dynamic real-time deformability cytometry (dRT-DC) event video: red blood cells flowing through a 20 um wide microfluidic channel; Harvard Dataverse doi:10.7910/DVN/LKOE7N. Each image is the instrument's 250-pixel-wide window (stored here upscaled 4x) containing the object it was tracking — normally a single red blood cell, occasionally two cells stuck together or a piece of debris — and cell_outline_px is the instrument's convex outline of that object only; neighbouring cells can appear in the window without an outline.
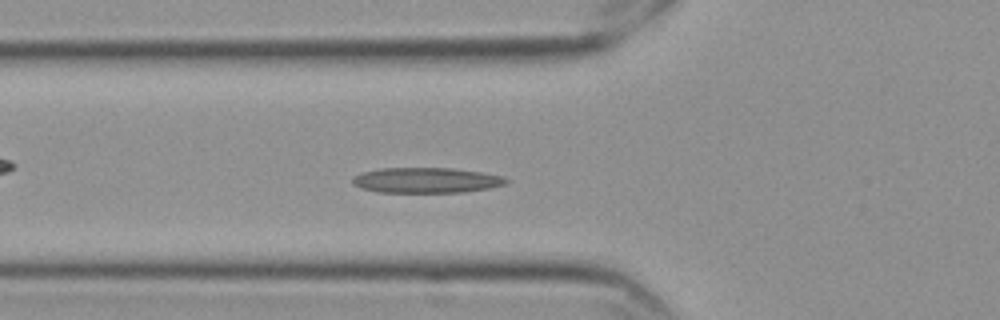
{"species": "Egyptian fruit bat (a non-hibernating species)", "species_latin": "Rousettus aegyptiacus", "temperature_condition": "cold", "stored_images_in_passage": 57, "camera_frame_rate_fps": 3000, "um_per_image_px": 0.085, "frame": {"image": 1, "passage_image": 20, "time_ms": 6.333, "image_size_px": [1000, 320], "cell_outline_px": [[508, 180], [504, 184], [488, 188], [464, 192], [376, 192], [360, 188], [352, 184], [352, 176], [360, 172], [380, 168], [452, 168], [480, 172], [504, 176]], "centroid_in_image_um": [36.16, 15.32], "position_along_channel_um": 89.6, "area_um2": 22.77}}
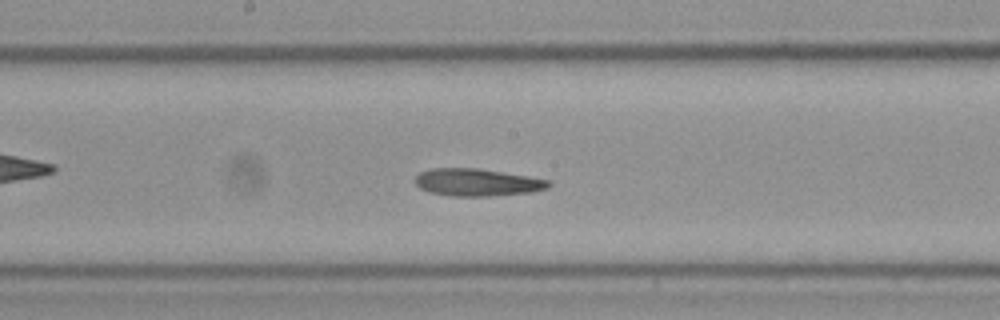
{"frame": {"image": 2, "passage_image": 30, "time_ms": 9.667, "image_size_px": [1000, 320], "cell_outline_px": [[552, 184], [548, 188], [532, 192], [488, 196], [452, 196], [428, 192], [420, 188], [416, 184], [416, 176], [420, 172], [432, 168], [480, 168], [528, 176], [548, 180]], "centroid_in_image_um": [40.56, 15.5], "position_along_channel_um": 207.6, "area_um2": 21.33}}
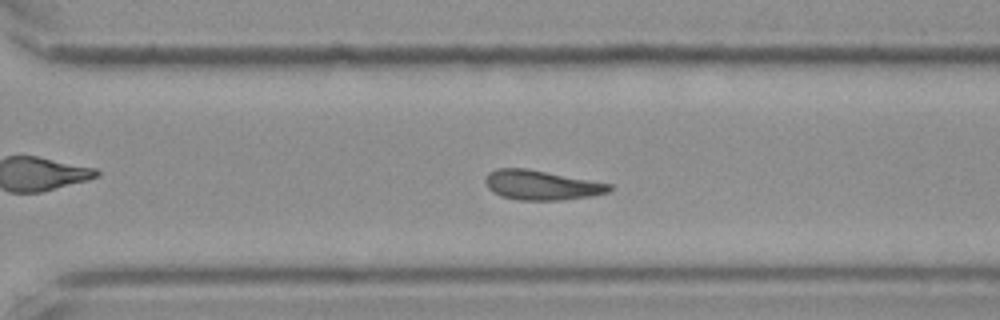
{"frame": {"image": 3, "passage_image": 40, "time_ms": 13.0, "image_size_px": [1000, 320], "cell_outline_px": [[612, 188], [608, 192], [592, 196], [560, 200], [516, 200], [500, 196], [492, 192], [488, 188], [484, 180], [488, 172], [496, 168], [528, 168], [612, 184]], "centroid_in_image_um": [45.99, 15.73], "position_along_channel_um": 324.6, "area_um2": 21.62}, "authors_computed_cell_mechanics": {"area_um2": 21.5016, "velocity_mm_per_s": 3.5217, "shape_relaxation_time_tau1_ms": null, "shape_relaxation_time_tau2_ms": 10.1438, "deformation_change_tau1": null, "deformation_change_tau2": 0.2013}}